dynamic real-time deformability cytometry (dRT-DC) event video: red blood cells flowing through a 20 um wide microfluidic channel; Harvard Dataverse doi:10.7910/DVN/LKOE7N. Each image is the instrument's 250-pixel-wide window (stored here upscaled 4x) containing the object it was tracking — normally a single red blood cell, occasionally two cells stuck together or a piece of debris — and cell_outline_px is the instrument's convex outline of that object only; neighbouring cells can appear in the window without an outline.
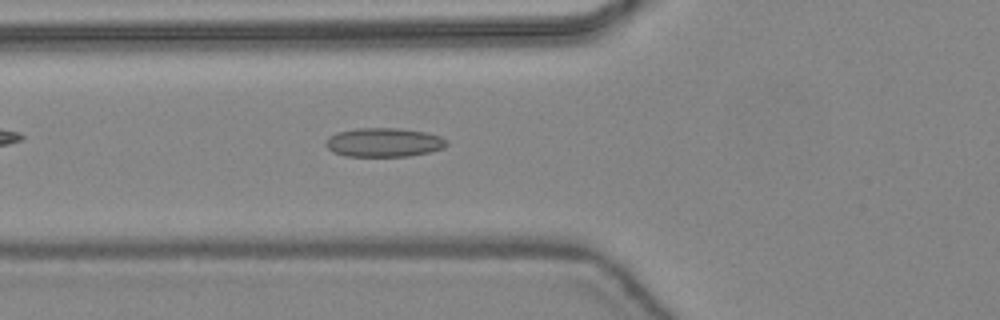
{"species": "common noctule bat (a hibernating species)", "species_latin": "Nyctalus noctula", "temperature_condition": "warm", "stored_images_in_passage": 47, "camera_frame_rate_fps": 3000, "um_per_image_px": 0.085, "animal": {"sex": "female", "body_mass_g": 24.6, "forearm_length_mm": 56.2}, "frame": {"image": 1, "passage_image": 18, "time_ms": 5.667, "image_size_px": [1000, 320], "cell_outline_px": [[448, 144], [444, 148], [428, 152], [408, 156], [344, 156], [332, 152], [324, 144], [324, 140], [328, 136], [336, 132], [356, 128], [400, 128], [424, 132], [440, 136]], "centroid_in_image_um": [32.55, 12.1], "position_along_channel_um": 93.2, "area_um2": 20.52}}
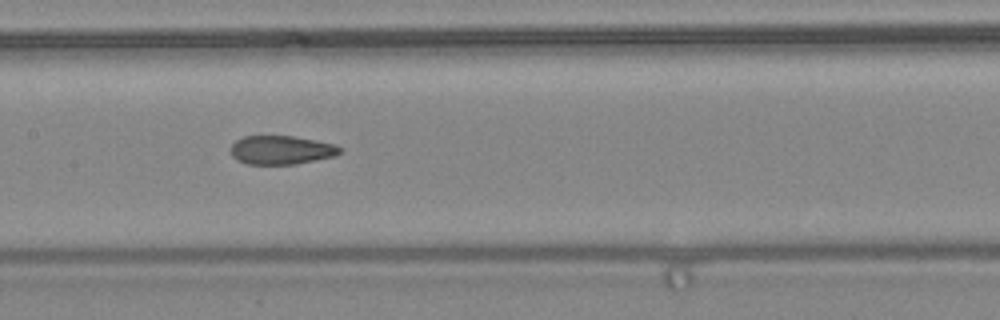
{"frame": {"image": 2, "passage_image": 24, "time_ms": 7.667, "image_size_px": [1000, 320], "cell_outline_px": [[344, 148], [340, 152], [332, 156], [296, 164], [248, 164], [236, 160], [232, 156], [232, 144], [236, 140], [244, 136], [292, 136], [316, 140], [336, 144]], "centroid_in_image_um": [23.91, 12.74], "position_along_channel_um": 183.5, "area_um2": 18.21}}
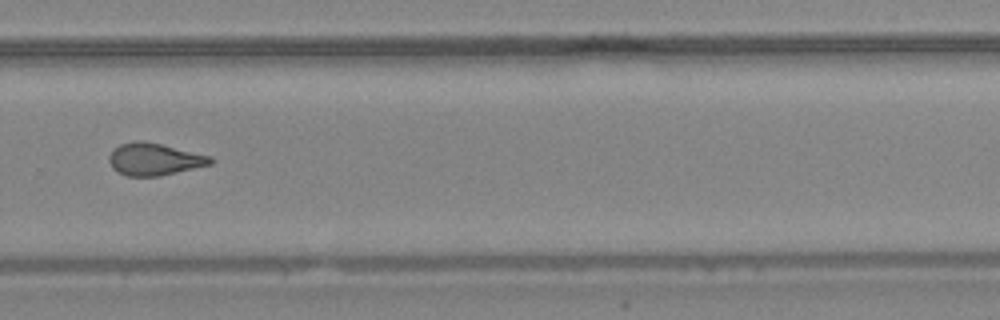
{"frame": {"image": 3, "passage_image": 33, "time_ms": 10.667, "image_size_px": [1000, 320], "cell_outline_px": [[212, 164], [160, 176], [128, 176], [116, 172], [112, 168], [108, 160], [108, 156], [120, 144], [136, 140], [144, 140], [212, 156]], "centroid_in_image_um": [13.1, 13.53], "position_along_channel_um": 316.7, "area_um2": 19.07}, "authors_computed_cell_mechanics": {"area_um2": 19.4208, "velocity_mm_per_s": 4.4588, "shape_relaxation_time_tau1_ms": null, "shape_relaxation_time_tau2_ms": 1.9974, "deformation_change_tau1": null, "deformation_change_tau2": 0.1065}}